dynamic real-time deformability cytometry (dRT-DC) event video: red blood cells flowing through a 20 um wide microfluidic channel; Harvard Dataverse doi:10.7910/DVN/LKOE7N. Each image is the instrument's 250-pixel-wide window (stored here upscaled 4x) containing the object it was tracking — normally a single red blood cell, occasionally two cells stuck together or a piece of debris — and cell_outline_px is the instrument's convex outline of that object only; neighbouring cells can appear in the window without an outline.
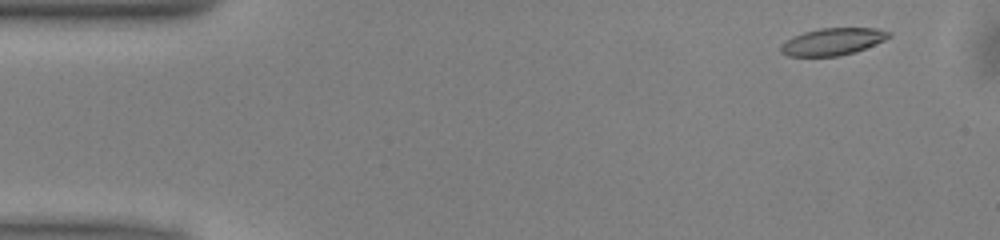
{"species": "common noctule bat (a hibernating species)", "species_latin": "Nyctalus noctula", "temperature_condition": "warm", "stored_images_in_passage": 41, "camera_frame_rate_fps": 3000, "um_per_image_px": 0.085, "animal": {"sex": "male", "body_mass_g": 13.0, "forearm_length_mm": 53.1}, "frame": {"image": 1, "passage_image": 3, "time_ms": 0.667, "image_size_px": [1000, 240], "cell_outline_px": [[892, 36], [884, 40], [856, 52], [840, 56], [788, 56], [780, 52], [780, 44], [804, 32], [820, 28], [876, 28], [892, 32]], "centroid_in_image_um": [70.81, 3.54], "position_along_channel_um": 14.2, "area_um2": 17.05}}
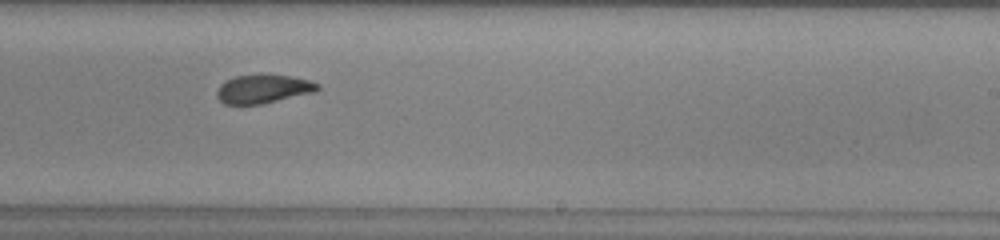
{"frame": {"image": 2, "passage_image": 30, "time_ms": 9.667, "image_size_px": [1000, 240], "cell_outline_px": [[320, 88], [316, 92], [260, 104], [224, 104], [216, 96], [216, 92], [220, 84], [236, 76], [288, 76], [308, 80], [320, 84]], "centroid_in_image_um": [22.38, 7.59], "position_along_channel_um": 266.6, "area_um2": 16.36}}
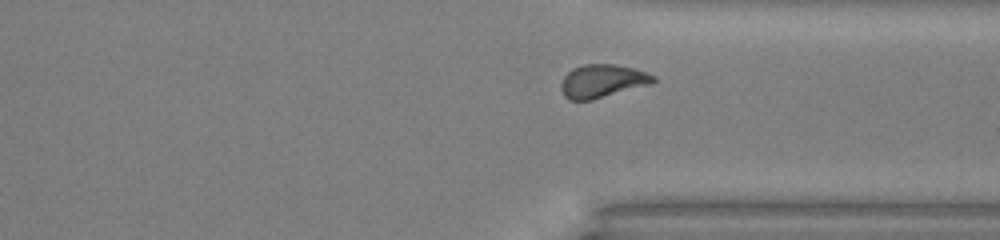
{"frame": {"image": 3, "passage_image": 37, "time_ms": 12.0, "image_size_px": [1000, 240], "cell_outline_px": [[656, 80], [652, 84], [592, 100], [568, 100], [564, 96], [560, 88], [560, 84], [564, 76], [572, 68], [584, 64], [612, 64], [632, 68], [656, 76]], "centroid_in_image_um": [51.18, 6.9], "position_along_channel_um": 360.2, "area_um2": 17.92}, "authors_computed_cell_mechanics": {"area_um2": 17.8024, "velocity_mm_per_s": 3.9925, "shape_relaxation_time_tau1_ms": 4.0338, "shape_relaxation_time_tau2_ms": 1.9082, "deformation_change_tau1": 0.1363, "deformation_change_tau2": 0.085}}